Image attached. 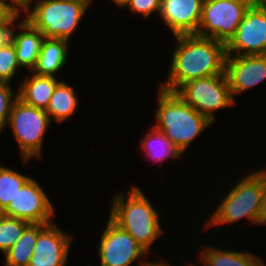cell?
<instances>
[{"instance_id":"cell-1","label":"cell","mask_w":266,"mask_h":266,"mask_svg":"<svg viewBox=\"0 0 266 266\" xmlns=\"http://www.w3.org/2000/svg\"><path fill=\"white\" fill-rule=\"evenodd\" d=\"M175 48L161 89L175 92L182 84L199 78L225 74L226 44L196 34L174 36Z\"/></svg>"},{"instance_id":"cell-2","label":"cell","mask_w":266,"mask_h":266,"mask_svg":"<svg viewBox=\"0 0 266 266\" xmlns=\"http://www.w3.org/2000/svg\"><path fill=\"white\" fill-rule=\"evenodd\" d=\"M114 194L109 218L127 231L150 255L154 254L153 243L159 241L166 231L161 227V215L156 206L136 185L131 184L127 195L123 190Z\"/></svg>"},{"instance_id":"cell-3","label":"cell","mask_w":266,"mask_h":266,"mask_svg":"<svg viewBox=\"0 0 266 266\" xmlns=\"http://www.w3.org/2000/svg\"><path fill=\"white\" fill-rule=\"evenodd\" d=\"M155 122L152 126L162 132L181 152L187 153L192 142L213 123L187 104L176 92L158 88Z\"/></svg>"},{"instance_id":"cell-4","label":"cell","mask_w":266,"mask_h":266,"mask_svg":"<svg viewBox=\"0 0 266 266\" xmlns=\"http://www.w3.org/2000/svg\"><path fill=\"white\" fill-rule=\"evenodd\" d=\"M253 170H248L249 172L240 177L235 185L232 183L225 195H220L222 198L220 201L217 200L216 208L211 210L212 213L208 218L205 217L204 232L209 227L229 226L242 220H247L251 225H258L263 191V168L258 170L253 168Z\"/></svg>"},{"instance_id":"cell-5","label":"cell","mask_w":266,"mask_h":266,"mask_svg":"<svg viewBox=\"0 0 266 266\" xmlns=\"http://www.w3.org/2000/svg\"><path fill=\"white\" fill-rule=\"evenodd\" d=\"M89 9L91 10V6L84 0H29L22 14L44 38L72 42V35L81 26Z\"/></svg>"},{"instance_id":"cell-6","label":"cell","mask_w":266,"mask_h":266,"mask_svg":"<svg viewBox=\"0 0 266 266\" xmlns=\"http://www.w3.org/2000/svg\"><path fill=\"white\" fill-rule=\"evenodd\" d=\"M45 110L33 107L17 98L12 106L6 128L11 129L26 165L31 159H42L44 137L52 126Z\"/></svg>"},{"instance_id":"cell-7","label":"cell","mask_w":266,"mask_h":266,"mask_svg":"<svg viewBox=\"0 0 266 266\" xmlns=\"http://www.w3.org/2000/svg\"><path fill=\"white\" fill-rule=\"evenodd\" d=\"M175 92L213 124L217 120L215 111L236 105L225 74L185 82Z\"/></svg>"},{"instance_id":"cell-8","label":"cell","mask_w":266,"mask_h":266,"mask_svg":"<svg viewBox=\"0 0 266 266\" xmlns=\"http://www.w3.org/2000/svg\"><path fill=\"white\" fill-rule=\"evenodd\" d=\"M250 6L236 0H204L197 35L227 44Z\"/></svg>"},{"instance_id":"cell-9","label":"cell","mask_w":266,"mask_h":266,"mask_svg":"<svg viewBox=\"0 0 266 266\" xmlns=\"http://www.w3.org/2000/svg\"><path fill=\"white\" fill-rule=\"evenodd\" d=\"M98 242L100 266H130L136 260L139 261L138 266H142L150 256L127 231L109 217Z\"/></svg>"},{"instance_id":"cell-10","label":"cell","mask_w":266,"mask_h":266,"mask_svg":"<svg viewBox=\"0 0 266 266\" xmlns=\"http://www.w3.org/2000/svg\"><path fill=\"white\" fill-rule=\"evenodd\" d=\"M54 208L39 181L31 177L19 188L13 200L1 213L32 224H50L55 222Z\"/></svg>"},{"instance_id":"cell-11","label":"cell","mask_w":266,"mask_h":266,"mask_svg":"<svg viewBox=\"0 0 266 266\" xmlns=\"http://www.w3.org/2000/svg\"><path fill=\"white\" fill-rule=\"evenodd\" d=\"M227 55L266 54V8L250 6L235 35L226 44Z\"/></svg>"},{"instance_id":"cell-12","label":"cell","mask_w":266,"mask_h":266,"mask_svg":"<svg viewBox=\"0 0 266 266\" xmlns=\"http://www.w3.org/2000/svg\"><path fill=\"white\" fill-rule=\"evenodd\" d=\"M224 73L236 103V96L266 80V54L227 55Z\"/></svg>"},{"instance_id":"cell-13","label":"cell","mask_w":266,"mask_h":266,"mask_svg":"<svg viewBox=\"0 0 266 266\" xmlns=\"http://www.w3.org/2000/svg\"><path fill=\"white\" fill-rule=\"evenodd\" d=\"M55 223L48 224L39 233L28 266H66L74 235Z\"/></svg>"},{"instance_id":"cell-14","label":"cell","mask_w":266,"mask_h":266,"mask_svg":"<svg viewBox=\"0 0 266 266\" xmlns=\"http://www.w3.org/2000/svg\"><path fill=\"white\" fill-rule=\"evenodd\" d=\"M204 0H161L159 16L174 36L198 32Z\"/></svg>"},{"instance_id":"cell-15","label":"cell","mask_w":266,"mask_h":266,"mask_svg":"<svg viewBox=\"0 0 266 266\" xmlns=\"http://www.w3.org/2000/svg\"><path fill=\"white\" fill-rule=\"evenodd\" d=\"M44 35L23 17L12 30L11 42L21 69L32 71L37 63Z\"/></svg>"},{"instance_id":"cell-16","label":"cell","mask_w":266,"mask_h":266,"mask_svg":"<svg viewBox=\"0 0 266 266\" xmlns=\"http://www.w3.org/2000/svg\"><path fill=\"white\" fill-rule=\"evenodd\" d=\"M71 41L59 38H44L41 44L40 53L34 69L31 71L39 76L60 75V71L68 63L69 44Z\"/></svg>"},{"instance_id":"cell-17","label":"cell","mask_w":266,"mask_h":266,"mask_svg":"<svg viewBox=\"0 0 266 266\" xmlns=\"http://www.w3.org/2000/svg\"><path fill=\"white\" fill-rule=\"evenodd\" d=\"M23 77L16 85L18 98L28 105L46 110L56 85L61 81L60 76H39L31 72Z\"/></svg>"},{"instance_id":"cell-18","label":"cell","mask_w":266,"mask_h":266,"mask_svg":"<svg viewBox=\"0 0 266 266\" xmlns=\"http://www.w3.org/2000/svg\"><path fill=\"white\" fill-rule=\"evenodd\" d=\"M206 246V247H205ZM199 247L198 261L203 266H266L265 260L247 250H228L208 245ZM204 247V248H203Z\"/></svg>"},{"instance_id":"cell-19","label":"cell","mask_w":266,"mask_h":266,"mask_svg":"<svg viewBox=\"0 0 266 266\" xmlns=\"http://www.w3.org/2000/svg\"><path fill=\"white\" fill-rule=\"evenodd\" d=\"M150 129L146 130L145 135L139 140V148L146 156V161L158 163L160 167L164 161L173 159L178 161L184 155L171 141L160 131L150 125ZM170 158V159H169Z\"/></svg>"},{"instance_id":"cell-20","label":"cell","mask_w":266,"mask_h":266,"mask_svg":"<svg viewBox=\"0 0 266 266\" xmlns=\"http://www.w3.org/2000/svg\"><path fill=\"white\" fill-rule=\"evenodd\" d=\"M76 90L69 85L68 82L60 81L54 90V93L50 99L47 109L51 122H62L70 120L73 115L75 116L78 108V95ZM53 119V120H52Z\"/></svg>"},{"instance_id":"cell-21","label":"cell","mask_w":266,"mask_h":266,"mask_svg":"<svg viewBox=\"0 0 266 266\" xmlns=\"http://www.w3.org/2000/svg\"><path fill=\"white\" fill-rule=\"evenodd\" d=\"M48 224H30L17 242L2 256L4 266H28L39 233Z\"/></svg>"},{"instance_id":"cell-22","label":"cell","mask_w":266,"mask_h":266,"mask_svg":"<svg viewBox=\"0 0 266 266\" xmlns=\"http://www.w3.org/2000/svg\"><path fill=\"white\" fill-rule=\"evenodd\" d=\"M30 178L31 176L19 173L16 169L0 163V212L9 205L19 188Z\"/></svg>"},{"instance_id":"cell-23","label":"cell","mask_w":266,"mask_h":266,"mask_svg":"<svg viewBox=\"0 0 266 266\" xmlns=\"http://www.w3.org/2000/svg\"><path fill=\"white\" fill-rule=\"evenodd\" d=\"M30 224L22 219L0 215V253L2 255L17 242Z\"/></svg>"},{"instance_id":"cell-24","label":"cell","mask_w":266,"mask_h":266,"mask_svg":"<svg viewBox=\"0 0 266 266\" xmlns=\"http://www.w3.org/2000/svg\"><path fill=\"white\" fill-rule=\"evenodd\" d=\"M21 67L17 62L16 50L14 44L10 41L7 45L0 47V81L12 82L17 78Z\"/></svg>"},{"instance_id":"cell-25","label":"cell","mask_w":266,"mask_h":266,"mask_svg":"<svg viewBox=\"0 0 266 266\" xmlns=\"http://www.w3.org/2000/svg\"><path fill=\"white\" fill-rule=\"evenodd\" d=\"M11 86L10 83L0 81V136L1 132H5L12 106L18 98V88L14 90Z\"/></svg>"},{"instance_id":"cell-26","label":"cell","mask_w":266,"mask_h":266,"mask_svg":"<svg viewBox=\"0 0 266 266\" xmlns=\"http://www.w3.org/2000/svg\"><path fill=\"white\" fill-rule=\"evenodd\" d=\"M160 4L161 0H131L126 8L133 15L135 13L136 15H143L142 17L149 19V16H152L153 13L159 15Z\"/></svg>"},{"instance_id":"cell-27","label":"cell","mask_w":266,"mask_h":266,"mask_svg":"<svg viewBox=\"0 0 266 266\" xmlns=\"http://www.w3.org/2000/svg\"><path fill=\"white\" fill-rule=\"evenodd\" d=\"M22 16V11L18 10L5 24L0 25V47L7 45L11 41L12 30Z\"/></svg>"},{"instance_id":"cell-28","label":"cell","mask_w":266,"mask_h":266,"mask_svg":"<svg viewBox=\"0 0 266 266\" xmlns=\"http://www.w3.org/2000/svg\"><path fill=\"white\" fill-rule=\"evenodd\" d=\"M17 11L9 1L0 0V25L5 24Z\"/></svg>"},{"instance_id":"cell-29","label":"cell","mask_w":266,"mask_h":266,"mask_svg":"<svg viewBox=\"0 0 266 266\" xmlns=\"http://www.w3.org/2000/svg\"><path fill=\"white\" fill-rule=\"evenodd\" d=\"M266 224V167H263V191L261 196V206L258 216V225Z\"/></svg>"},{"instance_id":"cell-30","label":"cell","mask_w":266,"mask_h":266,"mask_svg":"<svg viewBox=\"0 0 266 266\" xmlns=\"http://www.w3.org/2000/svg\"><path fill=\"white\" fill-rule=\"evenodd\" d=\"M188 264L186 266H196V263H191L188 261ZM142 266H172L168 263V261L166 262L165 259L164 260H158L156 258V261L152 260V261H147L145 264H143Z\"/></svg>"},{"instance_id":"cell-31","label":"cell","mask_w":266,"mask_h":266,"mask_svg":"<svg viewBox=\"0 0 266 266\" xmlns=\"http://www.w3.org/2000/svg\"><path fill=\"white\" fill-rule=\"evenodd\" d=\"M9 1L15 8L22 11L29 3V0H7Z\"/></svg>"},{"instance_id":"cell-32","label":"cell","mask_w":266,"mask_h":266,"mask_svg":"<svg viewBox=\"0 0 266 266\" xmlns=\"http://www.w3.org/2000/svg\"><path fill=\"white\" fill-rule=\"evenodd\" d=\"M112 1L118 7V9H126L127 5L130 3L131 0H109ZM120 7V8H119Z\"/></svg>"},{"instance_id":"cell-33","label":"cell","mask_w":266,"mask_h":266,"mask_svg":"<svg viewBox=\"0 0 266 266\" xmlns=\"http://www.w3.org/2000/svg\"><path fill=\"white\" fill-rule=\"evenodd\" d=\"M252 6L265 7L266 6V0H252Z\"/></svg>"},{"instance_id":"cell-34","label":"cell","mask_w":266,"mask_h":266,"mask_svg":"<svg viewBox=\"0 0 266 266\" xmlns=\"http://www.w3.org/2000/svg\"><path fill=\"white\" fill-rule=\"evenodd\" d=\"M236 1L249 3L252 6V0H236Z\"/></svg>"},{"instance_id":"cell-35","label":"cell","mask_w":266,"mask_h":266,"mask_svg":"<svg viewBox=\"0 0 266 266\" xmlns=\"http://www.w3.org/2000/svg\"><path fill=\"white\" fill-rule=\"evenodd\" d=\"M84 1H86L90 6H92L93 4V0H84Z\"/></svg>"}]
</instances>
